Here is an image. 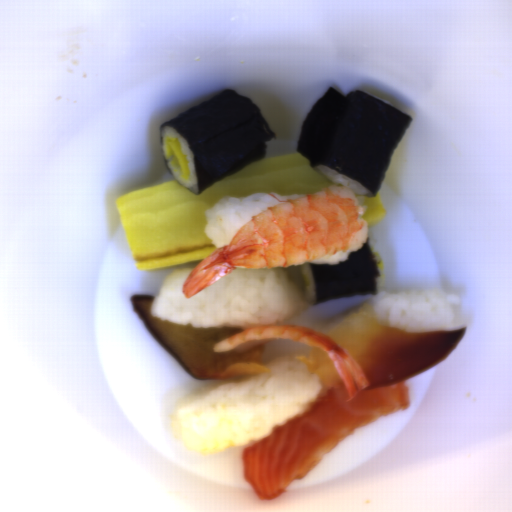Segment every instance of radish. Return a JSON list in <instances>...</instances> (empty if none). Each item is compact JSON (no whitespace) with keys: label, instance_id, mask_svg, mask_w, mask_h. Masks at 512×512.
<instances>
[{"label":"radish","instance_id":"obj_2","mask_svg":"<svg viewBox=\"0 0 512 512\" xmlns=\"http://www.w3.org/2000/svg\"><path fill=\"white\" fill-rule=\"evenodd\" d=\"M371 250H372V253H373V257H374L377 269L384 270L380 255L377 254L372 248H371Z\"/></svg>","mask_w":512,"mask_h":512},{"label":"radish","instance_id":"obj_1","mask_svg":"<svg viewBox=\"0 0 512 512\" xmlns=\"http://www.w3.org/2000/svg\"><path fill=\"white\" fill-rule=\"evenodd\" d=\"M165 143L177 161V164L181 171L182 178L187 179L188 177H190L191 174L189 170L188 161L181 151V143L179 142V140L172 136L169 139H167Z\"/></svg>","mask_w":512,"mask_h":512},{"label":"radish","instance_id":"obj_3","mask_svg":"<svg viewBox=\"0 0 512 512\" xmlns=\"http://www.w3.org/2000/svg\"><path fill=\"white\" fill-rule=\"evenodd\" d=\"M301 276L303 277L304 279V283H305V286L306 288L308 287L309 283H310V280H309V277L305 276L304 274L301 273Z\"/></svg>","mask_w":512,"mask_h":512}]
</instances>
